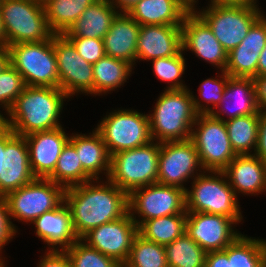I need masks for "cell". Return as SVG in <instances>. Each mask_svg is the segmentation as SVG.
<instances>
[{"instance_id": "obj_13", "label": "cell", "mask_w": 266, "mask_h": 267, "mask_svg": "<svg viewBox=\"0 0 266 267\" xmlns=\"http://www.w3.org/2000/svg\"><path fill=\"white\" fill-rule=\"evenodd\" d=\"M203 172L198 152L191 139L160 142L157 183L186 191L184 183L188 182V179L194 180Z\"/></svg>"}, {"instance_id": "obj_52", "label": "cell", "mask_w": 266, "mask_h": 267, "mask_svg": "<svg viewBox=\"0 0 266 267\" xmlns=\"http://www.w3.org/2000/svg\"><path fill=\"white\" fill-rule=\"evenodd\" d=\"M0 46H6L5 30L1 19V13H0Z\"/></svg>"}, {"instance_id": "obj_54", "label": "cell", "mask_w": 266, "mask_h": 267, "mask_svg": "<svg viewBox=\"0 0 266 267\" xmlns=\"http://www.w3.org/2000/svg\"><path fill=\"white\" fill-rule=\"evenodd\" d=\"M3 259L5 260V258H4V257L2 258V256H1V257H0V267H5V264H4L5 261H4ZM6 267H7V266H6Z\"/></svg>"}, {"instance_id": "obj_36", "label": "cell", "mask_w": 266, "mask_h": 267, "mask_svg": "<svg viewBox=\"0 0 266 267\" xmlns=\"http://www.w3.org/2000/svg\"><path fill=\"white\" fill-rule=\"evenodd\" d=\"M123 267H168L165 246L138 234Z\"/></svg>"}, {"instance_id": "obj_48", "label": "cell", "mask_w": 266, "mask_h": 267, "mask_svg": "<svg viewBox=\"0 0 266 267\" xmlns=\"http://www.w3.org/2000/svg\"><path fill=\"white\" fill-rule=\"evenodd\" d=\"M119 12H128L140 0H109Z\"/></svg>"}, {"instance_id": "obj_45", "label": "cell", "mask_w": 266, "mask_h": 267, "mask_svg": "<svg viewBox=\"0 0 266 267\" xmlns=\"http://www.w3.org/2000/svg\"><path fill=\"white\" fill-rule=\"evenodd\" d=\"M255 156L266 161V111H259V129Z\"/></svg>"}, {"instance_id": "obj_29", "label": "cell", "mask_w": 266, "mask_h": 267, "mask_svg": "<svg viewBox=\"0 0 266 267\" xmlns=\"http://www.w3.org/2000/svg\"><path fill=\"white\" fill-rule=\"evenodd\" d=\"M93 94L105 95L121 88L132 73V65L125 60L104 55L93 64Z\"/></svg>"}, {"instance_id": "obj_5", "label": "cell", "mask_w": 266, "mask_h": 267, "mask_svg": "<svg viewBox=\"0 0 266 267\" xmlns=\"http://www.w3.org/2000/svg\"><path fill=\"white\" fill-rule=\"evenodd\" d=\"M206 8L198 11L195 7L193 10L211 28L227 53L241 43L251 26L263 15L259 7L222 0H210Z\"/></svg>"}, {"instance_id": "obj_22", "label": "cell", "mask_w": 266, "mask_h": 267, "mask_svg": "<svg viewBox=\"0 0 266 267\" xmlns=\"http://www.w3.org/2000/svg\"><path fill=\"white\" fill-rule=\"evenodd\" d=\"M31 224L35 226L36 236L49 246V250H65L79 239L65 201L57 208L44 212Z\"/></svg>"}, {"instance_id": "obj_51", "label": "cell", "mask_w": 266, "mask_h": 267, "mask_svg": "<svg viewBox=\"0 0 266 267\" xmlns=\"http://www.w3.org/2000/svg\"><path fill=\"white\" fill-rule=\"evenodd\" d=\"M228 3L248 4L258 7L257 0H222Z\"/></svg>"}, {"instance_id": "obj_43", "label": "cell", "mask_w": 266, "mask_h": 267, "mask_svg": "<svg viewBox=\"0 0 266 267\" xmlns=\"http://www.w3.org/2000/svg\"><path fill=\"white\" fill-rule=\"evenodd\" d=\"M41 256L37 267H71L70 259L65 250H48Z\"/></svg>"}, {"instance_id": "obj_41", "label": "cell", "mask_w": 266, "mask_h": 267, "mask_svg": "<svg viewBox=\"0 0 266 267\" xmlns=\"http://www.w3.org/2000/svg\"><path fill=\"white\" fill-rule=\"evenodd\" d=\"M67 38L72 42L78 54L92 65L105 55L103 39L85 37Z\"/></svg>"}, {"instance_id": "obj_4", "label": "cell", "mask_w": 266, "mask_h": 267, "mask_svg": "<svg viewBox=\"0 0 266 267\" xmlns=\"http://www.w3.org/2000/svg\"><path fill=\"white\" fill-rule=\"evenodd\" d=\"M191 184V190L185 191L186 212L219 214L237 223L242 221L238 196L223 171H204Z\"/></svg>"}, {"instance_id": "obj_32", "label": "cell", "mask_w": 266, "mask_h": 267, "mask_svg": "<svg viewBox=\"0 0 266 267\" xmlns=\"http://www.w3.org/2000/svg\"><path fill=\"white\" fill-rule=\"evenodd\" d=\"M228 137L237 155L255 152L258 140L259 114H250L224 121ZM251 150V151H250Z\"/></svg>"}, {"instance_id": "obj_3", "label": "cell", "mask_w": 266, "mask_h": 267, "mask_svg": "<svg viewBox=\"0 0 266 267\" xmlns=\"http://www.w3.org/2000/svg\"><path fill=\"white\" fill-rule=\"evenodd\" d=\"M149 121L152 139L156 142L187 140L197 113L189 88L166 90L157 99Z\"/></svg>"}, {"instance_id": "obj_33", "label": "cell", "mask_w": 266, "mask_h": 267, "mask_svg": "<svg viewBox=\"0 0 266 267\" xmlns=\"http://www.w3.org/2000/svg\"><path fill=\"white\" fill-rule=\"evenodd\" d=\"M47 179L52 180L64 188L93 180L83 169L76 149L69 141L61 151L54 172Z\"/></svg>"}, {"instance_id": "obj_11", "label": "cell", "mask_w": 266, "mask_h": 267, "mask_svg": "<svg viewBox=\"0 0 266 267\" xmlns=\"http://www.w3.org/2000/svg\"><path fill=\"white\" fill-rule=\"evenodd\" d=\"M65 188L52 180L36 178L5 198L11 219L32 223L44 212L57 208L64 201Z\"/></svg>"}, {"instance_id": "obj_16", "label": "cell", "mask_w": 266, "mask_h": 267, "mask_svg": "<svg viewBox=\"0 0 266 267\" xmlns=\"http://www.w3.org/2000/svg\"><path fill=\"white\" fill-rule=\"evenodd\" d=\"M237 224L234 219L224 215L187 212L185 232L206 252L218 251L225 249L241 235L234 230Z\"/></svg>"}, {"instance_id": "obj_15", "label": "cell", "mask_w": 266, "mask_h": 267, "mask_svg": "<svg viewBox=\"0 0 266 267\" xmlns=\"http://www.w3.org/2000/svg\"><path fill=\"white\" fill-rule=\"evenodd\" d=\"M138 226L128 212L124 217L102 224L88 233L81 240L102 254L124 264L130 254Z\"/></svg>"}, {"instance_id": "obj_25", "label": "cell", "mask_w": 266, "mask_h": 267, "mask_svg": "<svg viewBox=\"0 0 266 267\" xmlns=\"http://www.w3.org/2000/svg\"><path fill=\"white\" fill-rule=\"evenodd\" d=\"M140 25L128 13L119 12L104 36L105 55L125 60L134 68Z\"/></svg>"}, {"instance_id": "obj_7", "label": "cell", "mask_w": 266, "mask_h": 267, "mask_svg": "<svg viewBox=\"0 0 266 267\" xmlns=\"http://www.w3.org/2000/svg\"><path fill=\"white\" fill-rule=\"evenodd\" d=\"M0 13L6 46L46 41L54 35L48 26L44 4L36 0H2Z\"/></svg>"}, {"instance_id": "obj_34", "label": "cell", "mask_w": 266, "mask_h": 267, "mask_svg": "<svg viewBox=\"0 0 266 267\" xmlns=\"http://www.w3.org/2000/svg\"><path fill=\"white\" fill-rule=\"evenodd\" d=\"M168 267H205L207 252L186 232L165 245Z\"/></svg>"}, {"instance_id": "obj_18", "label": "cell", "mask_w": 266, "mask_h": 267, "mask_svg": "<svg viewBox=\"0 0 266 267\" xmlns=\"http://www.w3.org/2000/svg\"><path fill=\"white\" fill-rule=\"evenodd\" d=\"M28 145L31 170L36 178L47 179L56 167L63 147L69 141L63 127L33 132L24 136Z\"/></svg>"}, {"instance_id": "obj_53", "label": "cell", "mask_w": 266, "mask_h": 267, "mask_svg": "<svg viewBox=\"0 0 266 267\" xmlns=\"http://www.w3.org/2000/svg\"><path fill=\"white\" fill-rule=\"evenodd\" d=\"M186 5H188L192 10L196 7L198 0H182ZM196 4V5H195Z\"/></svg>"}, {"instance_id": "obj_17", "label": "cell", "mask_w": 266, "mask_h": 267, "mask_svg": "<svg viewBox=\"0 0 266 267\" xmlns=\"http://www.w3.org/2000/svg\"><path fill=\"white\" fill-rule=\"evenodd\" d=\"M182 28V50L194 52L199 59L225 71L228 53L216 39L211 28L194 11L184 18Z\"/></svg>"}, {"instance_id": "obj_21", "label": "cell", "mask_w": 266, "mask_h": 267, "mask_svg": "<svg viewBox=\"0 0 266 267\" xmlns=\"http://www.w3.org/2000/svg\"><path fill=\"white\" fill-rule=\"evenodd\" d=\"M29 159L28 145L24 136L15 135L2 151V178H0V196L35 180Z\"/></svg>"}, {"instance_id": "obj_24", "label": "cell", "mask_w": 266, "mask_h": 267, "mask_svg": "<svg viewBox=\"0 0 266 267\" xmlns=\"http://www.w3.org/2000/svg\"><path fill=\"white\" fill-rule=\"evenodd\" d=\"M259 111L253 78L230 76L219 105L210 114L214 118L225 121L250 114H259ZM224 114L229 115L227 119L224 118Z\"/></svg>"}, {"instance_id": "obj_12", "label": "cell", "mask_w": 266, "mask_h": 267, "mask_svg": "<svg viewBox=\"0 0 266 267\" xmlns=\"http://www.w3.org/2000/svg\"><path fill=\"white\" fill-rule=\"evenodd\" d=\"M128 206L129 213L137 226L149 219L187 214L185 190L159 183L132 190L128 194ZM134 213L141 219H136Z\"/></svg>"}, {"instance_id": "obj_49", "label": "cell", "mask_w": 266, "mask_h": 267, "mask_svg": "<svg viewBox=\"0 0 266 267\" xmlns=\"http://www.w3.org/2000/svg\"><path fill=\"white\" fill-rule=\"evenodd\" d=\"M10 65V53L7 46H0V73Z\"/></svg>"}, {"instance_id": "obj_14", "label": "cell", "mask_w": 266, "mask_h": 267, "mask_svg": "<svg viewBox=\"0 0 266 267\" xmlns=\"http://www.w3.org/2000/svg\"><path fill=\"white\" fill-rule=\"evenodd\" d=\"M59 88L70 98L78 93L93 95V65L82 58L64 34L53 35Z\"/></svg>"}, {"instance_id": "obj_47", "label": "cell", "mask_w": 266, "mask_h": 267, "mask_svg": "<svg viewBox=\"0 0 266 267\" xmlns=\"http://www.w3.org/2000/svg\"><path fill=\"white\" fill-rule=\"evenodd\" d=\"M16 134L0 122V178H2V151H5L6 144Z\"/></svg>"}, {"instance_id": "obj_40", "label": "cell", "mask_w": 266, "mask_h": 267, "mask_svg": "<svg viewBox=\"0 0 266 267\" xmlns=\"http://www.w3.org/2000/svg\"><path fill=\"white\" fill-rule=\"evenodd\" d=\"M25 87L26 84L23 77L11 64L0 73V107L6 113ZM3 116L0 111V119Z\"/></svg>"}, {"instance_id": "obj_20", "label": "cell", "mask_w": 266, "mask_h": 267, "mask_svg": "<svg viewBox=\"0 0 266 267\" xmlns=\"http://www.w3.org/2000/svg\"><path fill=\"white\" fill-rule=\"evenodd\" d=\"M182 49L181 25H141L136 61L171 57Z\"/></svg>"}, {"instance_id": "obj_2", "label": "cell", "mask_w": 266, "mask_h": 267, "mask_svg": "<svg viewBox=\"0 0 266 267\" xmlns=\"http://www.w3.org/2000/svg\"><path fill=\"white\" fill-rule=\"evenodd\" d=\"M68 98L57 87L26 86L0 122L19 136L62 127L58 118Z\"/></svg>"}, {"instance_id": "obj_39", "label": "cell", "mask_w": 266, "mask_h": 267, "mask_svg": "<svg viewBox=\"0 0 266 267\" xmlns=\"http://www.w3.org/2000/svg\"><path fill=\"white\" fill-rule=\"evenodd\" d=\"M71 267H123L117 260L106 256L78 239L65 249Z\"/></svg>"}, {"instance_id": "obj_42", "label": "cell", "mask_w": 266, "mask_h": 267, "mask_svg": "<svg viewBox=\"0 0 266 267\" xmlns=\"http://www.w3.org/2000/svg\"><path fill=\"white\" fill-rule=\"evenodd\" d=\"M17 230L11 221L7 200L5 196H0V254L4 246L15 237Z\"/></svg>"}, {"instance_id": "obj_38", "label": "cell", "mask_w": 266, "mask_h": 267, "mask_svg": "<svg viewBox=\"0 0 266 267\" xmlns=\"http://www.w3.org/2000/svg\"><path fill=\"white\" fill-rule=\"evenodd\" d=\"M221 73L220 76L217 75V77H220L219 79L215 77L208 78L203 80L199 86V96L202 98L200 100H203L204 104L199 101V97L192 93L193 106L197 114H210L219 105L230 77L225 71H221ZM209 104H212L213 107Z\"/></svg>"}, {"instance_id": "obj_19", "label": "cell", "mask_w": 266, "mask_h": 267, "mask_svg": "<svg viewBox=\"0 0 266 267\" xmlns=\"http://www.w3.org/2000/svg\"><path fill=\"white\" fill-rule=\"evenodd\" d=\"M266 46V15L248 30L241 43L227 55L225 72L231 77L255 78L261 51Z\"/></svg>"}, {"instance_id": "obj_8", "label": "cell", "mask_w": 266, "mask_h": 267, "mask_svg": "<svg viewBox=\"0 0 266 267\" xmlns=\"http://www.w3.org/2000/svg\"><path fill=\"white\" fill-rule=\"evenodd\" d=\"M7 47L10 64L23 77L26 86L59 88L53 36L46 41L17 43Z\"/></svg>"}, {"instance_id": "obj_44", "label": "cell", "mask_w": 266, "mask_h": 267, "mask_svg": "<svg viewBox=\"0 0 266 267\" xmlns=\"http://www.w3.org/2000/svg\"><path fill=\"white\" fill-rule=\"evenodd\" d=\"M205 267H232V244L223 250L207 252Z\"/></svg>"}, {"instance_id": "obj_31", "label": "cell", "mask_w": 266, "mask_h": 267, "mask_svg": "<svg viewBox=\"0 0 266 267\" xmlns=\"http://www.w3.org/2000/svg\"><path fill=\"white\" fill-rule=\"evenodd\" d=\"M97 0H48L44 3L46 18L54 34H64L86 8Z\"/></svg>"}, {"instance_id": "obj_46", "label": "cell", "mask_w": 266, "mask_h": 267, "mask_svg": "<svg viewBox=\"0 0 266 267\" xmlns=\"http://www.w3.org/2000/svg\"><path fill=\"white\" fill-rule=\"evenodd\" d=\"M256 102L260 111H266V75L253 78Z\"/></svg>"}, {"instance_id": "obj_23", "label": "cell", "mask_w": 266, "mask_h": 267, "mask_svg": "<svg viewBox=\"0 0 266 267\" xmlns=\"http://www.w3.org/2000/svg\"><path fill=\"white\" fill-rule=\"evenodd\" d=\"M223 172L236 196L239 193L258 195L266 191V161L254 154L236 155Z\"/></svg>"}, {"instance_id": "obj_55", "label": "cell", "mask_w": 266, "mask_h": 267, "mask_svg": "<svg viewBox=\"0 0 266 267\" xmlns=\"http://www.w3.org/2000/svg\"><path fill=\"white\" fill-rule=\"evenodd\" d=\"M37 2L41 3V4H44L46 3L48 0H36Z\"/></svg>"}, {"instance_id": "obj_30", "label": "cell", "mask_w": 266, "mask_h": 267, "mask_svg": "<svg viewBox=\"0 0 266 267\" xmlns=\"http://www.w3.org/2000/svg\"><path fill=\"white\" fill-rule=\"evenodd\" d=\"M187 214H173L143 221L138 234L160 245L172 243L186 231Z\"/></svg>"}, {"instance_id": "obj_6", "label": "cell", "mask_w": 266, "mask_h": 267, "mask_svg": "<svg viewBox=\"0 0 266 267\" xmlns=\"http://www.w3.org/2000/svg\"><path fill=\"white\" fill-rule=\"evenodd\" d=\"M155 140L111 155L108 180L128 194L139 187L157 183L160 142Z\"/></svg>"}, {"instance_id": "obj_26", "label": "cell", "mask_w": 266, "mask_h": 267, "mask_svg": "<svg viewBox=\"0 0 266 267\" xmlns=\"http://www.w3.org/2000/svg\"><path fill=\"white\" fill-rule=\"evenodd\" d=\"M192 9L182 0H140L127 12L141 25H182Z\"/></svg>"}, {"instance_id": "obj_9", "label": "cell", "mask_w": 266, "mask_h": 267, "mask_svg": "<svg viewBox=\"0 0 266 267\" xmlns=\"http://www.w3.org/2000/svg\"><path fill=\"white\" fill-rule=\"evenodd\" d=\"M95 128L106 144L109 155L143 146L152 141L148 114L118 109L101 119Z\"/></svg>"}, {"instance_id": "obj_35", "label": "cell", "mask_w": 266, "mask_h": 267, "mask_svg": "<svg viewBox=\"0 0 266 267\" xmlns=\"http://www.w3.org/2000/svg\"><path fill=\"white\" fill-rule=\"evenodd\" d=\"M232 267H266V239L241 234L232 243Z\"/></svg>"}, {"instance_id": "obj_28", "label": "cell", "mask_w": 266, "mask_h": 267, "mask_svg": "<svg viewBox=\"0 0 266 267\" xmlns=\"http://www.w3.org/2000/svg\"><path fill=\"white\" fill-rule=\"evenodd\" d=\"M119 11L109 0H97L64 33L66 37L104 39Z\"/></svg>"}, {"instance_id": "obj_37", "label": "cell", "mask_w": 266, "mask_h": 267, "mask_svg": "<svg viewBox=\"0 0 266 267\" xmlns=\"http://www.w3.org/2000/svg\"><path fill=\"white\" fill-rule=\"evenodd\" d=\"M183 52L184 50L181 49L174 56L151 60L156 77L161 81L168 82V84L171 83L166 87V90L187 88L186 84H183V80H180L186 69Z\"/></svg>"}, {"instance_id": "obj_27", "label": "cell", "mask_w": 266, "mask_h": 267, "mask_svg": "<svg viewBox=\"0 0 266 267\" xmlns=\"http://www.w3.org/2000/svg\"><path fill=\"white\" fill-rule=\"evenodd\" d=\"M69 142L75 147L83 169L93 178L105 174L106 179L110 173L111 156L99 132L95 129L89 135L73 134ZM105 171V172H104Z\"/></svg>"}, {"instance_id": "obj_1", "label": "cell", "mask_w": 266, "mask_h": 267, "mask_svg": "<svg viewBox=\"0 0 266 267\" xmlns=\"http://www.w3.org/2000/svg\"><path fill=\"white\" fill-rule=\"evenodd\" d=\"M64 201L79 239L90 230L120 219L129 212L128 193L108 179L105 182L101 178L93 179L65 188Z\"/></svg>"}, {"instance_id": "obj_50", "label": "cell", "mask_w": 266, "mask_h": 267, "mask_svg": "<svg viewBox=\"0 0 266 267\" xmlns=\"http://www.w3.org/2000/svg\"><path fill=\"white\" fill-rule=\"evenodd\" d=\"M261 75H266V46L261 51L257 64V76Z\"/></svg>"}, {"instance_id": "obj_10", "label": "cell", "mask_w": 266, "mask_h": 267, "mask_svg": "<svg viewBox=\"0 0 266 267\" xmlns=\"http://www.w3.org/2000/svg\"><path fill=\"white\" fill-rule=\"evenodd\" d=\"M193 127L190 139L204 171H223L237 155L224 121L211 114H198Z\"/></svg>"}]
</instances>
